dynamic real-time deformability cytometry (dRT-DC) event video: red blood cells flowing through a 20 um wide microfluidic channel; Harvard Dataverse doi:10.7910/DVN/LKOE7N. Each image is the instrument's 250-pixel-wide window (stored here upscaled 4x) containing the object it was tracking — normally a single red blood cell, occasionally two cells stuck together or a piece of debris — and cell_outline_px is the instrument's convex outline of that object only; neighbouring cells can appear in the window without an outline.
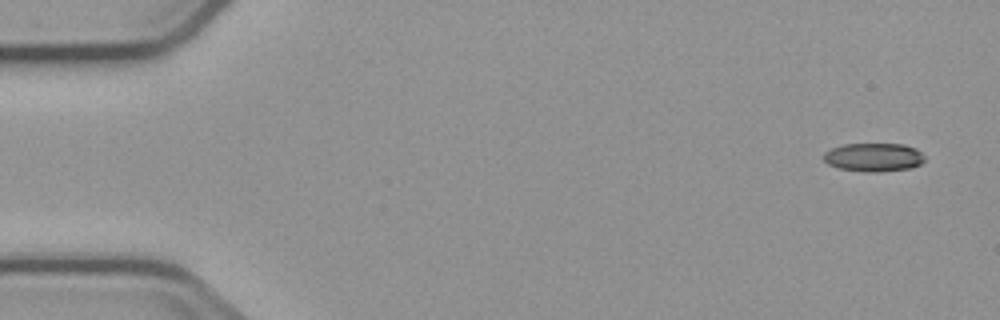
{"species": "common noctule bat (a hibernating species)", "species_latin": "Nyctalus noctula", "temperature_condition": "cold", "stored_images_in_passage": 5, "camera_frame_rate_fps": 3000, "um_per_image_px": 0.085, "animal": {"sex": "male", "body_mass_g": 23.1, "forearm_length_mm": 52.7}, "frame": {"image": 1, "passage_image": 1, "time_ms": 0.0, "image_size_px": [1000, 320], "cell_outline_px": [[924, 160], [920, 164], [912, 168], [880, 172], [868, 172], [840, 168], [828, 164], [824, 160], [824, 152], [832, 148], [844, 144], [904, 144], [916, 148], [924, 156]], "centroid_in_image_um": [74.28, 13.36], "position_along_channel_um": 10.7, "area_um2": 16.76}}
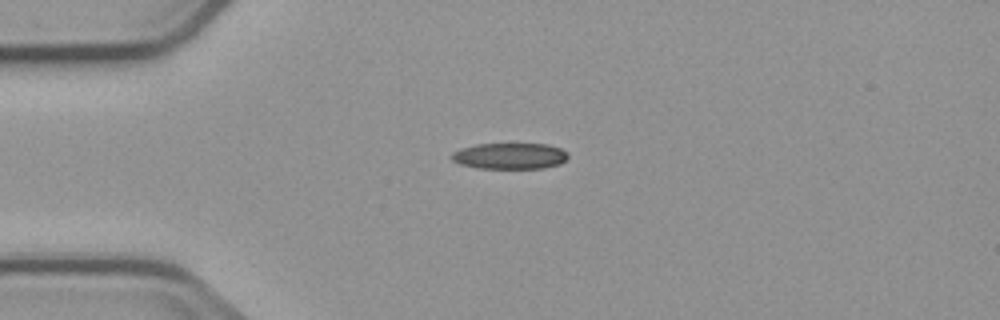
{"frame": {"image": 2, "passage_image": 4, "time_ms": 3.667, "image_size_px": [1000, 320], "cell_outline_px": [[568, 156], [560, 164], [544, 168], [476, 168], [460, 164], [452, 160], [448, 156], [452, 152], [460, 148], [476, 144], [548, 144], [560, 148], [568, 152]], "centroid_in_image_um": [43.3, 13.25], "position_along_channel_um": 41.7, "area_um2": 17.86}}